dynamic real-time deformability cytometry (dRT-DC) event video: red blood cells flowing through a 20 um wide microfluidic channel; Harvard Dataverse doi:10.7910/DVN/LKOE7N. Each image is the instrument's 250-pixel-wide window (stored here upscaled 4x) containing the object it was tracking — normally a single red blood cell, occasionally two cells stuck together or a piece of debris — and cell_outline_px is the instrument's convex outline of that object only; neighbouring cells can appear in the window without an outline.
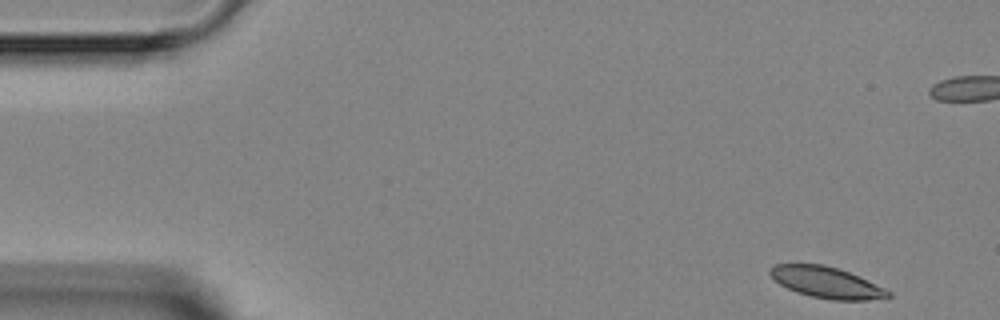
{"species": "Egyptian fruit bat (a non-hibernating species)", "species_latin": "Rousettus aegyptiacus", "temperature_condition": "room temperature", "stored_images_in_passage": 5, "camera_frame_rate_fps": 3000, "um_per_image_px": 0.085, "animal": {"sex": "female"}, "frame": {"image": 1, "passage_image": 1, "time_ms": 0.0, "image_size_px": [1000, 320], "cell_outline_px": [[892, 296], [888, 300], [832, 300], [812, 296], [796, 292], [780, 284], [768, 272], [768, 268], [772, 264], [824, 264], [848, 272], [884, 288], [892, 292]], "centroid_in_image_um": [70.28, 24.02], "position_along_channel_um": 14.7, "area_um2": 21.5}}
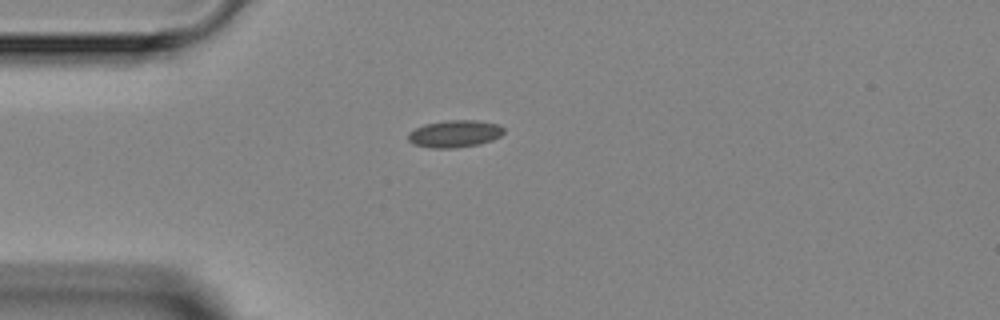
{"frame": {"image": 2, "passage_image": 5, "time_ms": 4.667, "image_size_px": [1000, 320], "cell_outline_px": [[504, 132], [500, 136], [492, 140], [480, 144], [456, 148], [432, 148], [412, 144], [408, 140], [408, 132], [424, 124], [448, 120], [476, 120], [500, 124], [504, 128]], "centroid_in_image_um": [38.66, 11.37], "position_along_channel_um": 46.3, "area_um2": 15.32}}